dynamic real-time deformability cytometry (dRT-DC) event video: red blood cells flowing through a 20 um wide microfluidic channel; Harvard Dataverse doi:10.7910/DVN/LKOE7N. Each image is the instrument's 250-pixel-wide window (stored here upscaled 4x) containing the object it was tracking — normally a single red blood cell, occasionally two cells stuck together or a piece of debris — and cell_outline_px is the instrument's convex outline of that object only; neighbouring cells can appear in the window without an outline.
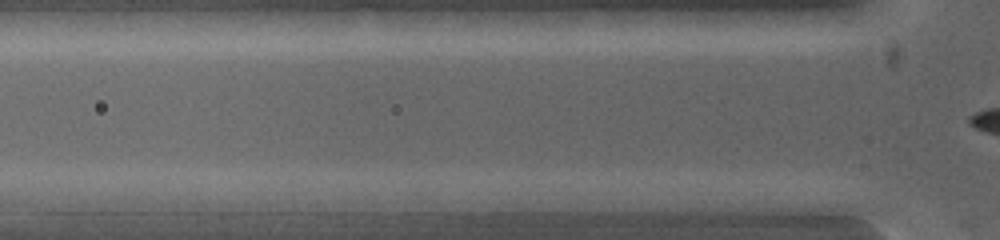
{"species": "common noctule bat (a hibernating species)", "species_latin": "Nyctalus noctula", "temperature_condition": "warm", "stored_images_in_passage": 3, "camera_frame_rate_fps": 5000, "um_per_image_px": 0.085, "animal": {"sex": "female", "body_mass_g": 19.0, "forearm_length_mm": 53.3}, "frame": {"image": 1, "passage_image": 2, "time_ms": 0.2, "image_size_px": [1000, 240], "cell_outline_px": [[384, 200], [380, 212], [256, 212], [252, 200], [260, 192], [372, 192]], "centroid_in_image_um": [27.0, 17.18], "position_along_channel_um": 98.8, "area_um2": 18.15}}